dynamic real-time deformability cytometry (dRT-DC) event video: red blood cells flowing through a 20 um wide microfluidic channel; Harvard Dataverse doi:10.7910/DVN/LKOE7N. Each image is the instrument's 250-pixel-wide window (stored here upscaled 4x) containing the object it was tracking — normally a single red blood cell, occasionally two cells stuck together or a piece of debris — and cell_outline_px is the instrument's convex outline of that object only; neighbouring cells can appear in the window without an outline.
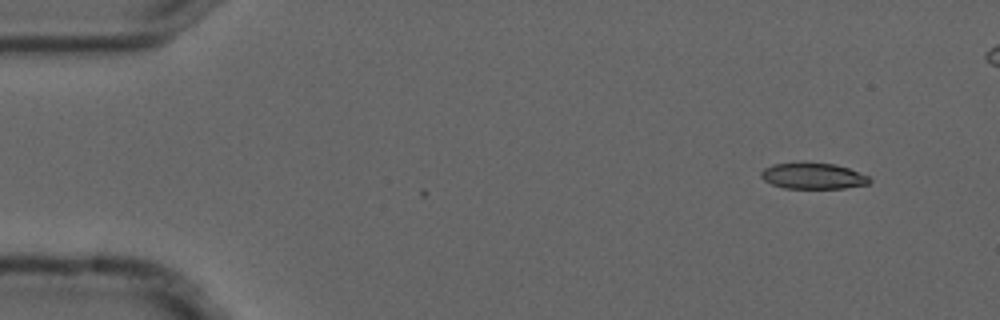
{"species": "common noctule bat (a hibernating species)", "species_latin": "Nyctalus noctula", "temperature_condition": "cold", "stored_images_in_passage": 2, "camera_frame_rate_fps": 3000, "um_per_image_px": 0.085, "animal": {"sex": "male", "forearm_length_mm": 52.5}, "frame": {"image": 1, "passage_image": 1, "time_ms": 0.0, "image_size_px": [1000, 320], "cell_outline_px": [[872, 180], [868, 184], [844, 188], [784, 188], [772, 184], [764, 180], [760, 176], [760, 172], [764, 168], [772, 164], [836, 164], [848, 168], [868, 176]], "centroid_in_image_um": [69.11, 14.98], "position_along_channel_um": 15.9, "area_um2": 16.07}}